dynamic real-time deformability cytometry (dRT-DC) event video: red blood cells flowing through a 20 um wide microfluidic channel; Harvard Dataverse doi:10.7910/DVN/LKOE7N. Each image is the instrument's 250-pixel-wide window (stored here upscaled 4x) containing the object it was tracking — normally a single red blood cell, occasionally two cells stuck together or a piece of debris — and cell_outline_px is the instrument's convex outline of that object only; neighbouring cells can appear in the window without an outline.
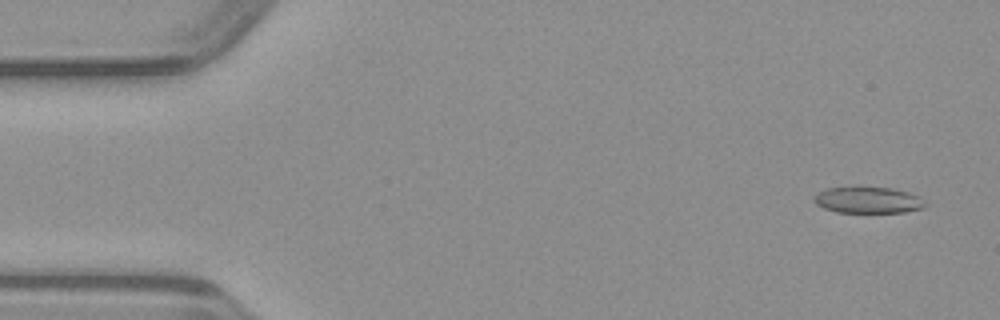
{"species": "common noctule bat (a hibernating species)", "species_latin": "Nyctalus noctula", "temperature_condition": "warm", "stored_images_in_passage": 49, "camera_frame_rate_fps": 3000, "um_per_image_px": 0.085, "animal": {"sex": "male", "body_mass_g": 23.1, "forearm_length_mm": 52.7}, "frame": {"image": 1, "passage_image": 3, "time_ms": 0.667, "image_size_px": [1000, 320], "cell_outline_px": [[928, 204], [924, 208], [904, 212], [836, 212], [824, 208], [816, 204], [812, 200], [812, 196], [816, 192], [828, 188], [856, 184], [860, 184], [892, 188], [908, 192], [920, 196]], "centroid_in_image_um": [73.75, 16.95], "position_along_channel_um": 11.3, "area_um2": 18.03}}
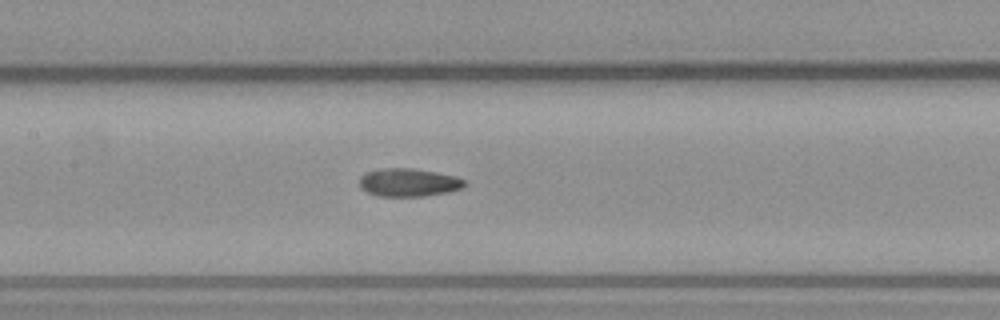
{"frame": {"image": 2, "passage_image": 23, "time_ms": 7.333, "image_size_px": [1000, 320], "cell_outline_px": [[468, 184], [464, 188], [448, 192], [424, 196], [380, 196], [368, 192], [360, 188], [360, 176], [364, 172], [380, 168], [412, 168], [436, 172], [456, 176], [468, 180]], "centroid_in_image_um": [34.78, 15.5], "position_along_channel_um": 172.6, "area_um2": 17.51}}
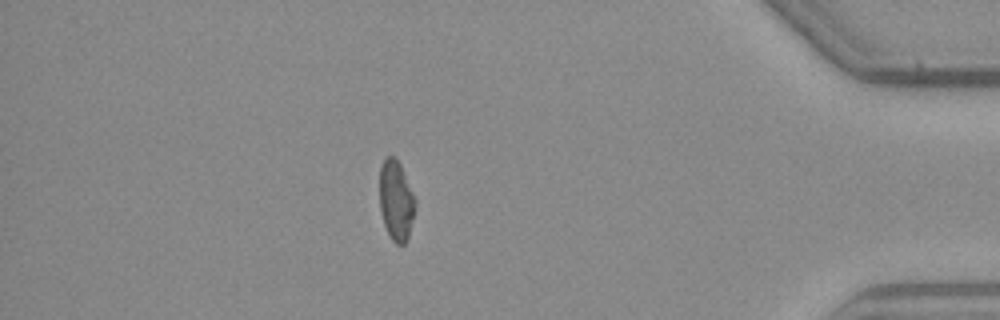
{"frame": {"image": 3, "passage_image": 43, "time_ms": 14.0, "image_size_px": [1000, 320], "cell_outline_px": [[416, 208], [408, 236], [404, 244], [396, 244], [392, 240], [384, 224], [380, 212], [380, 168], [384, 160], [388, 156], [396, 156], [400, 164], [416, 200]], "centroid_in_image_um": [33.67, 17.04], "position_along_channel_um": 401.5, "area_um2": 16.59}}